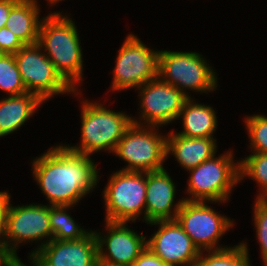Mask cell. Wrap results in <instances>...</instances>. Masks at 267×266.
<instances>
[{"label":"cell","instance_id":"1","mask_svg":"<svg viewBox=\"0 0 267 266\" xmlns=\"http://www.w3.org/2000/svg\"><path fill=\"white\" fill-rule=\"evenodd\" d=\"M32 172L50 206L74 207L99 183V171L90 156L56 145L32 160Z\"/></svg>","mask_w":267,"mask_h":266},{"label":"cell","instance_id":"2","mask_svg":"<svg viewBox=\"0 0 267 266\" xmlns=\"http://www.w3.org/2000/svg\"><path fill=\"white\" fill-rule=\"evenodd\" d=\"M60 11L44 16L38 44L61 76L77 91L83 79V51L75 22ZM80 84V85H79Z\"/></svg>","mask_w":267,"mask_h":266},{"label":"cell","instance_id":"3","mask_svg":"<svg viewBox=\"0 0 267 266\" xmlns=\"http://www.w3.org/2000/svg\"><path fill=\"white\" fill-rule=\"evenodd\" d=\"M81 139L79 145L68 146L71 151L92 156L100 151H115L126 129L132 124V116L107 109L104 104L81 101ZM123 112V113H122Z\"/></svg>","mask_w":267,"mask_h":266},{"label":"cell","instance_id":"4","mask_svg":"<svg viewBox=\"0 0 267 266\" xmlns=\"http://www.w3.org/2000/svg\"><path fill=\"white\" fill-rule=\"evenodd\" d=\"M233 151L216 154L189 171L187 201H204L226 203L230 200L232 190L240 184L239 161H234ZM233 188V189H232Z\"/></svg>","mask_w":267,"mask_h":266},{"label":"cell","instance_id":"5","mask_svg":"<svg viewBox=\"0 0 267 266\" xmlns=\"http://www.w3.org/2000/svg\"><path fill=\"white\" fill-rule=\"evenodd\" d=\"M212 67L198 52H159L158 77L181 90L188 98H191L189 90L207 94L216 90L218 80Z\"/></svg>","mask_w":267,"mask_h":266},{"label":"cell","instance_id":"6","mask_svg":"<svg viewBox=\"0 0 267 266\" xmlns=\"http://www.w3.org/2000/svg\"><path fill=\"white\" fill-rule=\"evenodd\" d=\"M103 190L105 220L135 223L142 214L145 222L146 172L117 170Z\"/></svg>","mask_w":267,"mask_h":266},{"label":"cell","instance_id":"7","mask_svg":"<svg viewBox=\"0 0 267 266\" xmlns=\"http://www.w3.org/2000/svg\"><path fill=\"white\" fill-rule=\"evenodd\" d=\"M158 129L134 123L126 129L113 152L128 163L122 170L147 173L164 169L167 135Z\"/></svg>","mask_w":267,"mask_h":266},{"label":"cell","instance_id":"8","mask_svg":"<svg viewBox=\"0 0 267 266\" xmlns=\"http://www.w3.org/2000/svg\"><path fill=\"white\" fill-rule=\"evenodd\" d=\"M159 52L145 45L137 35L128 34L115 60L110 89L114 92L138 89L158 78Z\"/></svg>","mask_w":267,"mask_h":266},{"label":"cell","instance_id":"9","mask_svg":"<svg viewBox=\"0 0 267 266\" xmlns=\"http://www.w3.org/2000/svg\"><path fill=\"white\" fill-rule=\"evenodd\" d=\"M10 199L11 194L8 193L3 206L9 248L17 256V249L22 246L21 243L34 241L38 243L41 240V243L39 242L37 247L29 253V255H34L52 240L49 205L33 203L12 206Z\"/></svg>","mask_w":267,"mask_h":266},{"label":"cell","instance_id":"10","mask_svg":"<svg viewBox=\"0 0 267 266\" xmlns=\"http://www.w3.org/2000/svg\"><path fill=\"white\" fill-rule=\"evenodd\" d=\"M38 43L24 45L15 60L27 92L37 94L44 102L59 94H73L76 90L56 70Z\"/></svg>","mask_w":267,"mask_h":266},{"label":"cell","instance_id":"11","mask_svg":"<svg viewBox=\"0 0 267 266\" xmlns=\"http://www.w3.org/2000/svg\"><path fill=\"white\" fill-rule=\"evenodd\" d=\"M209 202L184 200L175 220L193 243L202 251H216L228 248L219 241L234 227V221L208 206Z\"/></svg>","mask_w":267,"mask_h":266},{"label":"cell","instance_id":"12","mask_svg":"<svg viewBox=\"0 0 267 266\" xmlns=\"http://www.w3.org/2000/svg\"><path fill=\"white\" fill-rule=\"evenodd\" d=\"M136 90L139 92L138 110L141 113L139 118L131 119L132 123L143 126L163 127L178 120L184 102L188 99L181 90L163 82L159 77Z\"/></svg>","mask_w":267,"mask_h":266},{"label":"cell","instance_id":"13","mask_svg":"<svg viewBox=\"0 0 267 266\" xmlns=\"http://www.w3.org/2000/svg\"><path fill=\"white\" fill-rule=\"evenodd\" d=\"M127 222L105 220L106 235L94 231L98 245V262L110 266H131L147 248V239L128 228ZM106 249V250H105Z\"/></svg>","mask_w":267,"mask_h":266},{"label":"cell","instance_id":"14","mask_svg":"<svg viewBox=\"0 0 267 266\" xmlns=\"http://www.w3.org/2000/svg\"><path fill=\"white\" fill-rule=\"evenodd\" d=\"M159 227L147 238V247L168 266H194L199 249L176 220L147 223Z\"/></svg>","mask_w":267,"mask_h":266},{"label":"cell","instance_id":"15","mask_svg":"<svg viewBox=\"0 0 267 266\" xmlns=\"http://www.w3.org/2000/svg\"><path fill=\"white\" fill-rule=\"evenodd\" d=\"M45 266H98L94 230L78 240L52 239L34 254Z\"/></svg>","mask_w":267,"mask_h":266},{"label":"cell","instance_id":"16","mask_svg":"<svg viewBox=\"0 0 267 266\" xmlns=\"http://www.w3.org/2000/svg\"><path fill=\"white\" fill-rule=\"evenodd\" d=\"M176 192V185L165 168L159 171L147 172L145 223L159 220H175L184 202L182 198L175 203Z\"/></svg>","mask_w":267,"mask_h":266},{"label":"cell","instance_id":"17","mask_svg":"<svg viewBox=\"0 0 267 266\" xmlns=\"http://www.w3.org/2000/svg\"><path fill=\"white\" fill-rule=\"evenodd\" d=\"M216 138H189L175 132L166 136V157L170 154L187 172L204 161L212 158L217 152Z\"/></svg>","mask_w":267,"mask_h":266},{"label":"cell","instance_id":"18","mask_svg":"<svg viewBox=\"0 0 267 266\" xmlns=\"http://www.w3.org/2000/svg\"><path fill=\"white\" fill-rule=\"evenodd\" d=\"M6 97L0 99V138L18 131L45 103L31 92Z\"/></svg>","mask_w":267,"mask_h":266},{"label":"cell","instance_id":"19","mask_svg":"<svg viewBox=\"0 0 267 266\" xmlns=\"http://www.w3.org/2000/svg\"><path fill=\"white\" fill-rule=\"evenodd\" d=\"M181 118L183 131L176 132L177 134L189 138H215L218 120L212 106L196 103L193 97L188 98L178 120Z\"/></svg>","mask_w":267,"mask_h":266},{"label":"cell","instance_id":"20","mask_svg":"<svg viewBox=\"0 0 267 266\" xmlns=\"http://www.w3.org/2000/svg\"><path fill=\"white\" fill-rule=\"evenodd\" d=\"M37 0H20L10 11L6 26L24 45L38 43L39 30L44 17H39Z\"/></svg>","mask_w":267,"mask_h":266},{"label":"cell","instance_id":"21","mask_svg":"<svg viewBox=\"0 0 267 266\" xmlns=\"http://www.w3.org/2000/svg\"><path fill=\"white\" fill-rule=\"evenodd\" d=\"M70 208L72 206L49 205L52 239L78 240L85 237L91 231L84 229L80 224L76 223L71 214L68 213Z\"/></svg>","mask_w":267,"mask_h":266},{"label":"cell","instance_id":"22","mask_svg":"<svg viewBox=\"0 0 267 266\" xmlns=\"http://www.w3.org/2000/svg\"><path fill=\"white\" fill-rule=\"evenodd\" d=\"M248 245L244 241L226 249L200 252L194 266H252ZM204 253V254H203Z\"/></svg>","mask_w":267,"mask_h":266},{"label":"cell","instance_id":"23","mask_svg":"<svg viewBox=\"0 0 267 266\" xmlns=\"http://www.w3.org/2000/svg\"><path fill=\"white\" fill-rule=\"evenodd\" d=\"M240 183L251 178L259 185L256 199H267V153H251L239 160Z\"/></svg>","mask_w":267,"mask_h":266},{"label":"cell","instance_id":"24","mask_svg":"<svg viewBox=\"0 0 267 266\" xmlns=\"http://www.w3.org/2000/svg\"><path fill=\"white\" fill-rule=\"evenodd\" d=\"M0 90L8 96L27 93L14 54L0 53Z\"/></svg>","mask_w":267,"mask_h":266},{"label":"cell","instance_id":"25","mask_svg":"<svg viewBox=\"0 0 267 266\" xmlns=\"http://www.w3.org/2000/svg\"><path fill=\"white\" fill-rule=\"evenodd\" d=\"M252 153H267V116L254 114L244 119Z\"/></svg>","mask_w":267,"mask_h":266},{"label":"cell","instance_id":"26","mask_svg":"<svg viewBox=\"0 0 267 266\" xmlns=\"http://www.w3.org/2000/svg\"><path fill=\"white\" fill-rule=\"evenodd\" d=\"M253 223L256 230V240L259 243L261 259L267 266V199H254Z\"/></svg>","mask_w":267,"mask_h":266},{"label":"cell","instance_id":"27","mask_svg":"<svg viewBox=\"0 0 267 266\" xmlns=\"http://www.w3.org/2000/svg\"><path fill=\"white\" fill-rule=\"evenodd\" d=\"M24 44L7 27L0 29V53L15 54Z\"/></svg>","mask_w":267,"mask_h":266},{"label":"cell","instance_id":"28","mask_svg":"<svg viewBox=\"0 0 267 266\" xmlns=\"http://www.w3.org/2000/svg\"><path fill=\"white\" fill-rule=\"evenodd\" d=\"M131 266H168L158 256H156L148 247L132 263Z\"/></svg>","mask_w":267,"mask_h":266},{"label":"cell","instance_id":"29","mask_svg":"<svg viewBox=\"0 0 267 266\" xmlns=\"http://www.w3.org/2000/svg\"><path fill=\"white\" fill-rule=\"evenodd\" d=\"M0 253L10 255L15 261L19 258L9 248L6 229V218L3 210L0 212Z\"/></svg>","mask_w":267,"mask_h":266},{"label":"cell","instance_id":"30","mask_svg":"<svg viewBox=\"0 0 267 266\" xmlns=\"http://www.w3.org/2000/svg\"><path fill=\"white\" fill-rule=\"evenodd\" d=\"M20 0H0V29L6 26L11 9Z\"/></svg>","mask_w":267,"mask_h":266},{"label":"cell","instance_id":"31","mask_svg":"<svg viewBox=\"0 0 267 266\" xmlns=\"http://www.w3.org/2000/svg\"><path fill=\"white\" fill-rule=\"evenodd\" d=\"M28 262L31 264L29 266H45L35 255H29ZM16 266H28L26 263L21 261V258H18L16 261Z\"/></svg>","mask_w":267,"mask_h":266},{"label":"cell","instance_id":"32","mask_svg":"<svg viewBox=\"0 0 267 266\" xmlns=\"http://www.w3.org/2000/svg\"><path fill=\"white\" fill-rule=\"evenodd\" d=\"M0 266H16V261L10 255L0 253Z\"/></svg>","mask_w":267,"mask_h":266},{"label":"cell","instance_id":"33","mask_svg":"<svg viewBox=\"0 0 267 266\" xmlns=\"http://www.w3.org/2000/svg\"><path fill=\"white\" fill-rule=\"evenodd\" d=\"M8 192L0 191V212L3 210L4 202L6 200Z\"/></svg>","mask_w":267,"mask_h":266},{"label":"cell","instance_id":"34","mask_svg":"<svg viewBox=\"0 0 267 266\" xmlns=\"http://www.w3.org/2000/svg\"><path fill=\"white\" fill-rule=\"evenodd\" d=\"M48 1V5L50 4L51 6L56 5L57 3H60V1L62 0H47ZM64 1V0H63Z\"/></svg>","mask_w":267,"mask_h":266},{"label":"cell","instance_id":"35","mask_svg":"<svg viewBox=\"0 0 267 266\" xmlns=\"http://www.w3.org/2000/svg\"><path fill=\"white\" fill-rule=\"evenodd\" d=\"M98 266H110V265H105V264H99Z\"/></svg>","mask_w":267,"mask_h":266}]
</instances>
